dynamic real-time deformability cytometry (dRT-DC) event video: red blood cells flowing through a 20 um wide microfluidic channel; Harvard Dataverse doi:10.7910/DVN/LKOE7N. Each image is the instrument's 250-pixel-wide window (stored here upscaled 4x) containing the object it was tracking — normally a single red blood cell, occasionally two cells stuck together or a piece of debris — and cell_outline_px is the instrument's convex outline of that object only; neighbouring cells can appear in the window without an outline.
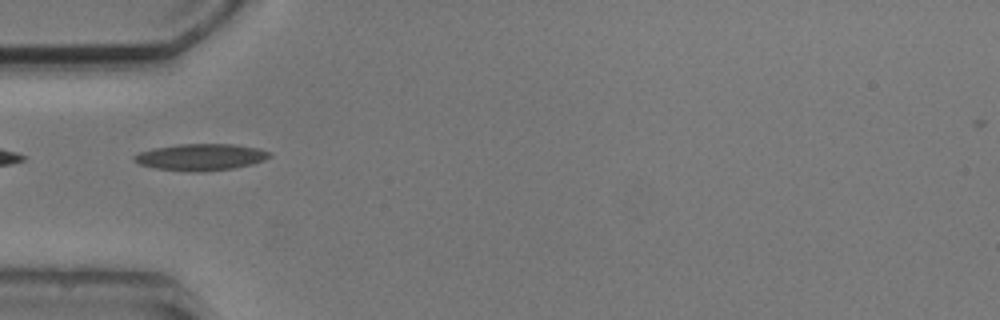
{"species": "common noctule bat (a hibernating species)", "species_latin": "Nyctalus noctula", "temperature_condition": "cold", "stored_images_in_passage": 8, "camera_frame_rate_fps": 3000, "um_per_image_px": 0.085, "animal": {"sex": "male", "body_mass_g": 20.5, "forearm_length_mm": 52.5}, "frame": {"image": 1, "passage_image": 5, "time_ms": 4.667, "image_size_px": [1000, 320], "cell_outline_px": [[272, 156], [264, 160], [252, 164], [232, 168], [196, 172], [188, 172], [156, 168], [140, 164], [132, 160], [132, 156], [140, 152], [152, 148], [176, 144], [232, 144], [260, 148], [272, 152]], "centroid_in_image_um": [17.07, 13.34], "position_along_channel_um": 67.9, "area_um2": 21.15}}